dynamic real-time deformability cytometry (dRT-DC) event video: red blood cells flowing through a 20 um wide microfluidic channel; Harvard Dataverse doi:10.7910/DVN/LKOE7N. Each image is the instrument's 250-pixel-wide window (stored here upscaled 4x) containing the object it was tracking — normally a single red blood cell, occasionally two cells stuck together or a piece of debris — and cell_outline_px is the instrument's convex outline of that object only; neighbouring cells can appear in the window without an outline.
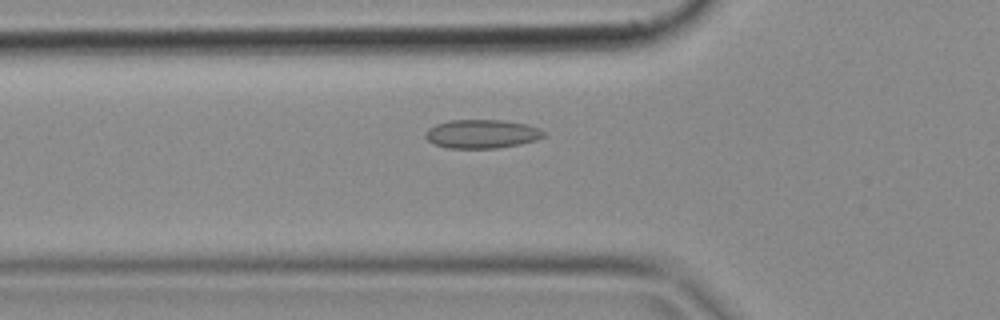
{"species": "common noctule bat (a hibernating species)", "species_latin": "Nyctalus noctula", "temperature_condition": "cold", "stored_images_in_passage": 50, "camera_frame_rate_fps": 3000, "um_per_image_px": 0.085, "animal": {"sex": "female", "body_mass_g": 18.4}, "frame": {"image": 1, "passage_image": 17, "time_ms": 5.333, "image_size_px": [1000, 320], "cell_outline_px": [[544, 136], [536, 140], [520, 144], [496, 148], [448, 148], [432, 144], [424, 136], [424, 132], [428, 128], [436, 124], [448, 120], [504, 120], [524, 124], [540, 128], [544, 132]], "centroid_in_image_um": [40.91, 11.38], "position_along_channel_um": 84.9, "area_um2": 19.88}}
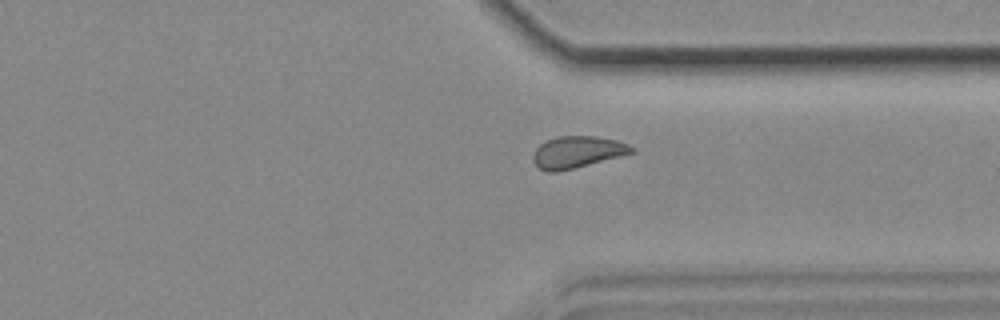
{"frame": {"image": 2, "passage_image": 38, "time_ms": 12.333, "image_size_px": [1000, 320], "cell_outline_px": [[636, 152], [556, 172], [548, 172], [540, 168], [532, 160], [532, 156], [536, 148], [544, 140], [560, 136], [596, 136], [616, 140], [628, 144], [636, 148]], "centroid_in_image_um": [49.07, 12.91], "position_along_channel_um": 362.3, "area_um2": 18.15}}
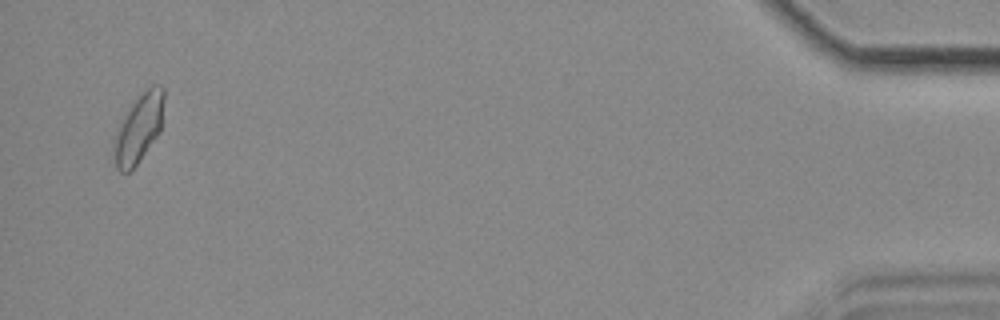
{"frame": {"image": 3, "passage_image": 49, "time_ms": 16.0, "image_size_px": [1000, 320], "cell_outline_px": [[164, 100], [160, 132], [136, 164], [128, 172], [120, 172], [116, 168], [112, 144], [112, 136], [120, 120], [128, 108], [152, 84], [160, 84], [164, 88]], "centroid_in_image_um": [11.75, 10.9], "position_along_channel_um": 423.4, "area_um2": 20.11}}